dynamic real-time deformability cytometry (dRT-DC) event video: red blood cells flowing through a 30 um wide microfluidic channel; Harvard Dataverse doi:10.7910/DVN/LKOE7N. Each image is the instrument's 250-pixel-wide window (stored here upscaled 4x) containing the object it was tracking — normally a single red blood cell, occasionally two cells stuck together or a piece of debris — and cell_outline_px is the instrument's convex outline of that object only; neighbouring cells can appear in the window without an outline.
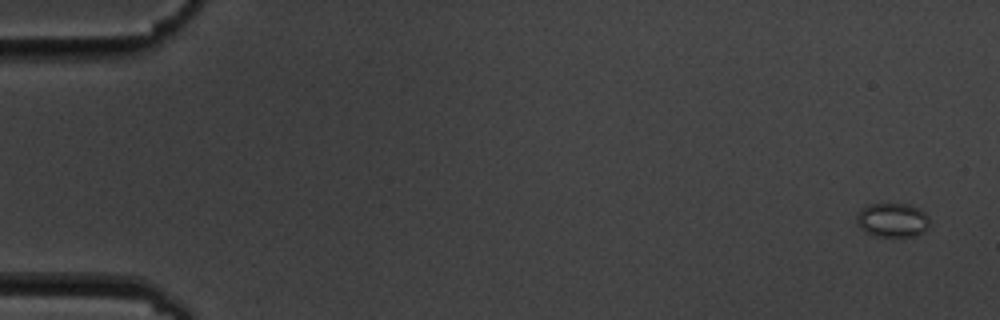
{"species": "common noctule bat (a hibernating species)", "species_latin": "Nyctalus noctula", "temperature_condition": "cold", "stored_images_in_passage": 6, "camera_frame_rate_fps": 3000, "um_per_image_px": 0.085, "animal": {"sex": "male", "body_mass_g": 19.5, "forearm_length_mm": 54.6}, "frame": {"image": 1, "passage_image": 1, "time_ms": 0.0, "image_size_px": [1000, 320], "cell_outline_px": [[928, 228], [924, 232], [916, 236], [872, 236], [860, 228], [856, 224], [856, 216], [860, 208], [872, 204], [912, 204], [920, 208], [928, 216]], "centroid_in_image_um": [75.85, 18.7], "position_along_channel_um": 9.2, "area_um2": 14.74}}
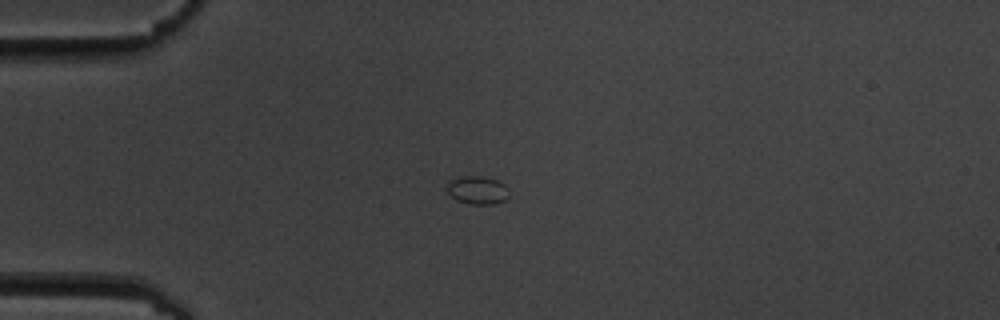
{"frame": {"image": 2, "passage_image": 4, "time_ms": 4.333, "image_size_px": [1000, 320], "cell_outline_px": [[508, 196], [504, 200], [496, 204], [468, 204], [456, 200], [448, 192], [448, 184], [452, 180], [460, 176], [480, 176], [496, 180], [504, 184], [508, 188]], "centroid_in_image_um": [40.6, 16.17], "position_along_channel_um": 44.4, "area_um2": 10.06}}